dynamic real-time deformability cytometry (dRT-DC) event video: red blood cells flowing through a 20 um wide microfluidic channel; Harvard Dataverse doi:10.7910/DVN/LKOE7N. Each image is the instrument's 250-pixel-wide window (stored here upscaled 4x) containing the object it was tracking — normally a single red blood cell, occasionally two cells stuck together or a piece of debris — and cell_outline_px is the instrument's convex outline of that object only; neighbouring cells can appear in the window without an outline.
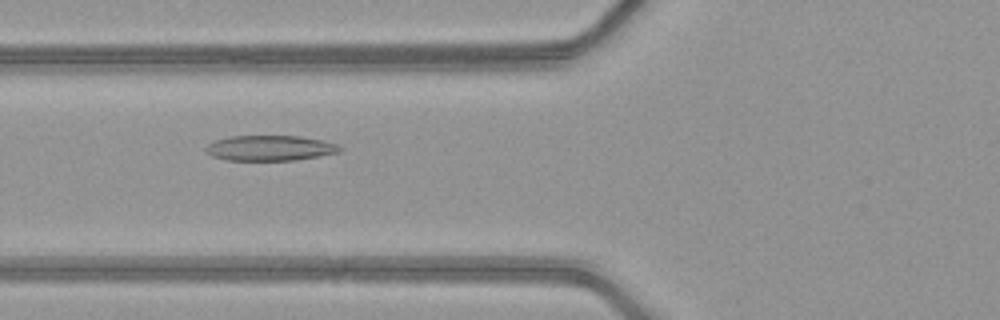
{"species": "common noctule bat (a hibernating species)", "species_latin": "Nyctalus noctula", "temperature_condition": "warm", "stored_images_in_passage": 51, "camera_frame_rate_fps": 3000, "um_per_image_px": 0.085, "animal": {"sex": "female", "body_mass_g": 21.9}, "frame": {"image": 1, "passage_image": 21, "time_ms": 6.667, "image_size_px": [1000, 320], "cell_outline_px": [[344, 148], [340, 152], [320, 156], [296, 160], [228, 160], [212, 156], [204, 148], [208, 144], [216, 140], [232, 136], [300, 136], [324, 140], [336, 144]], "centroid_in_image_um": [23.0, 12.58], "position_along_channel_um": 102.8, "area_um2": 19.77}}
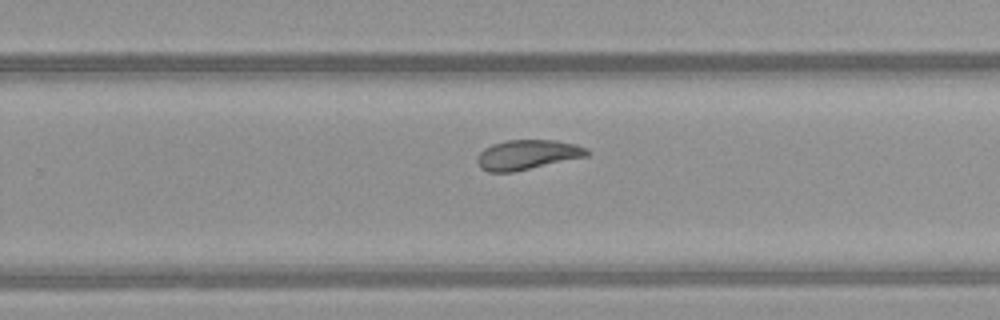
{"frame": {"image": 2, "passage_image": 34, "time_ms": 11.0, "image_size_px": [1000, 320], "cell_outline_px": [[592, 152], [588, 156], [512, 172], [488, 172], [480, 168], [476, 160], [476, 156], [484, 148], [492, 144], [508, 140], [556, 140], [576, 144], [588, 148]], "centroid_in_image_um": [44.83, 13.14], "position_along_channel_um": 285.0, "area_um2": 19.19}}
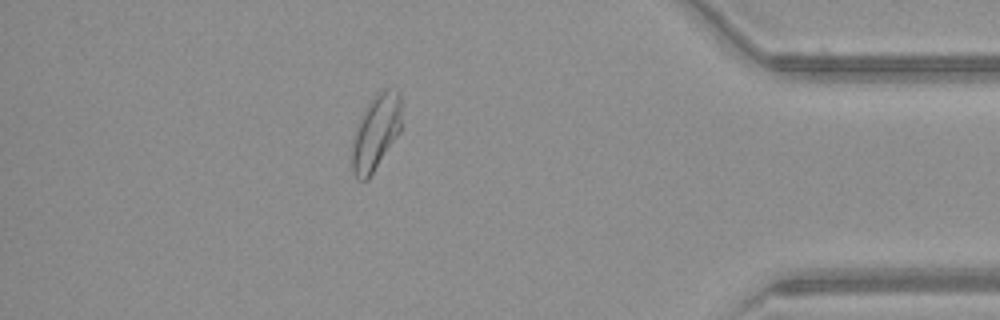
{"frame": {"image": 3, "passage_image": 45, "time_ms": 14.667, "image_size_px": [1000, 320], "cell_outline_px": [[400, 132], [368, 180], [356, 180], [352, 172], [352, 136], [360, 116], [372, 96], [380, 88], [396, 88], [400, 92]], "centroid_in_image_um": [31.92, 11.22], "position_along_channel_um": 403.3, "area_um2": 22.2}, "authors_computed_cell_mechanics": {"area_um2": 22.1952, "velocity_mm_per_s": 4.1935, "shape_relaxation_time_tau1_ms": 5.7601, "shape_relaxation_time_tau2_ms": 2.5473, "deformation_change_tau1": 0.171, "deformation_change_tau2": 0.1018}}